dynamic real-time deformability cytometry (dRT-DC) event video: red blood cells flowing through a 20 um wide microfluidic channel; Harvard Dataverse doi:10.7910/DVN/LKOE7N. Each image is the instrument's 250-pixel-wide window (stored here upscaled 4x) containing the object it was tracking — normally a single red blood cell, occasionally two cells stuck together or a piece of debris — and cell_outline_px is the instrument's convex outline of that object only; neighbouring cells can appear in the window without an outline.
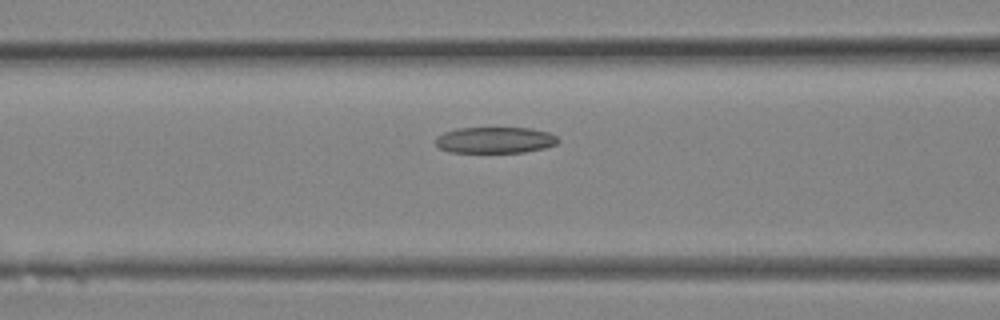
{"species": "Egyptian fruit bat (a non-hibernating species)", "species_latin": "Rousettus aegyptiacus", "temperature_condition": "room temperature", "stored_images_in_passage": 7, "camera_frame_rate_fps": 3000, "um_per_image_px": 0.085, "animal": {"sex": "female"}, "frame": {"image": 1, "passage_image": 3, "time_ms": 0.667, "image_size_px": [1000, 320], "cell_outline_px": [[560, 140], [556, 144], [544, 148], [524, 152], [448, 152], [440, 148], [436, 144], [436, 136], [444, 132], [456, 128], [532, 128], [548, 132], [556, 136]], "centroid_in_image_um": [42.07, 11.9], "position_along_channel_um": 124.5, "area_um2": 18.73}}
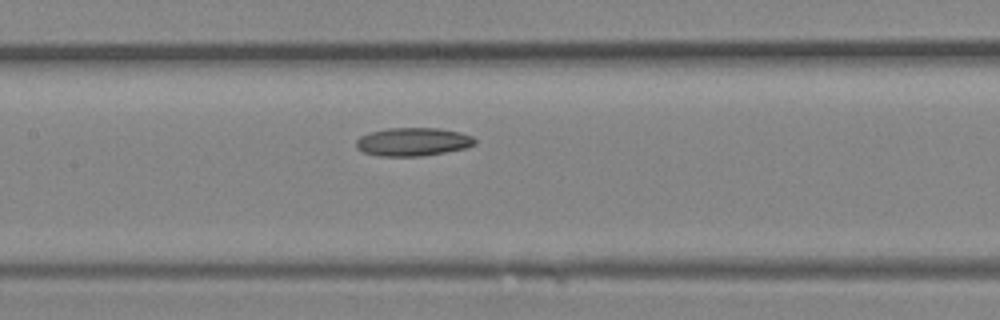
{"frame": {"image": 2, "passage_image": 5, "time_ms": 1.333, "image_size_px": [1000, 320], "cell_outline_px": [[476, 144], [464, 148], [444, 152], [420, 156], [380, 156], [364, 152], [356, 148], [356, 140], [360, 136], [372, 132], [388, 128], [440, 128], [460, 132], [472, 136], [476, 140]], "centroid_in_image_um": [35.1, 12.05], "position_along_channel_um": 172.3, "area_um2": 19.48}}
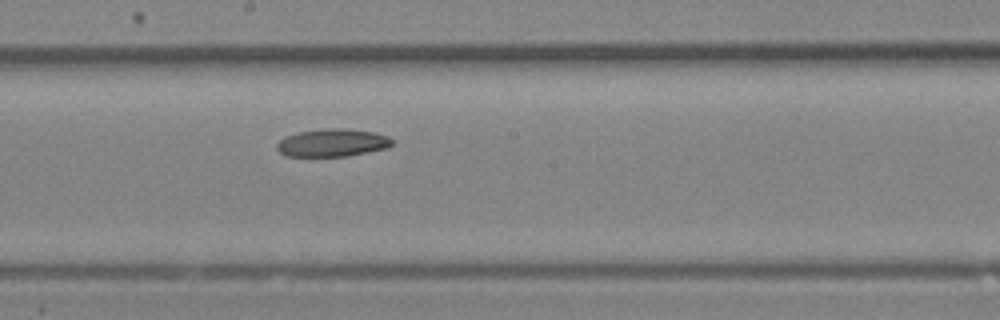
{"frame": {"image": 3, "passage_image": 7, "time_ms": 2.0, "image_size_px": [1000, 320], "cell_outline_px": [[392, 144], [388, 148], [348, 156], [284, 156], [276, 148], [276, 144], [284, 136], [300, 132], [324, 128], [344, 128], [376, 132], [388, 136], [392, 140]], "centroid_in_image_um": [28.25, 12.13], "position_along_channel_um": 219.9, "area_um2": 18.79}}